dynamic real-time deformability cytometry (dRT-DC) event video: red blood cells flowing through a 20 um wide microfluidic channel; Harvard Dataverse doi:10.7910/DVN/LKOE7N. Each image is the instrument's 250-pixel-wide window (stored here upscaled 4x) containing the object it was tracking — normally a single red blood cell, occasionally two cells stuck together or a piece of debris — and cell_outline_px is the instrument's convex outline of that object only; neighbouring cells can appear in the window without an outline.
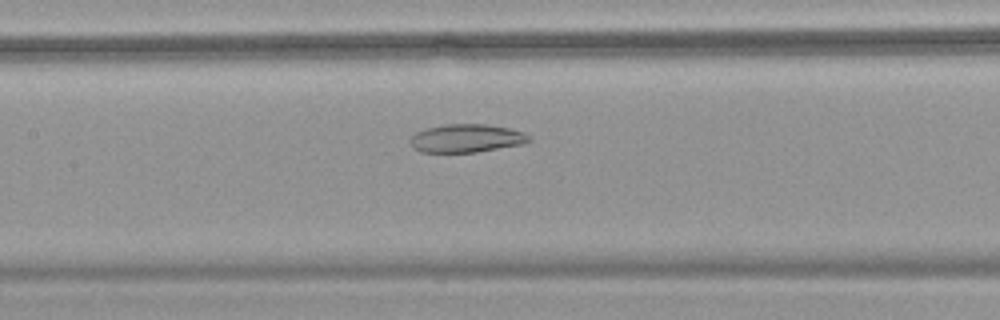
{"species": "common noctule bat (a hibernating species)", "species_latin": "Nyctalus noctula", "temperature_condition": "warm", "stored_images_in_passage": 51, "camera_frame_rate_fps": 3000, "um_per_image_px": 0.085, "animal": {"sex": "female", "body_mass_g": 18.4}, "frame": {"image": 1, "passage_image": 24, "time_ms": 7.667, "image_size_px": [1000, 320], "cell_outline_px": [[532, 140], [524, 144], [476, 152], [420, 152], [408, 140], [416, 132], [428, 128], [444, 124], [488, 124], [508, 128], [524, 132], [532, 136]], "centroid_in_image_um": [39.7, 11.75], "position_along_channel_um": 167.7, "area_um2": 19.59}}
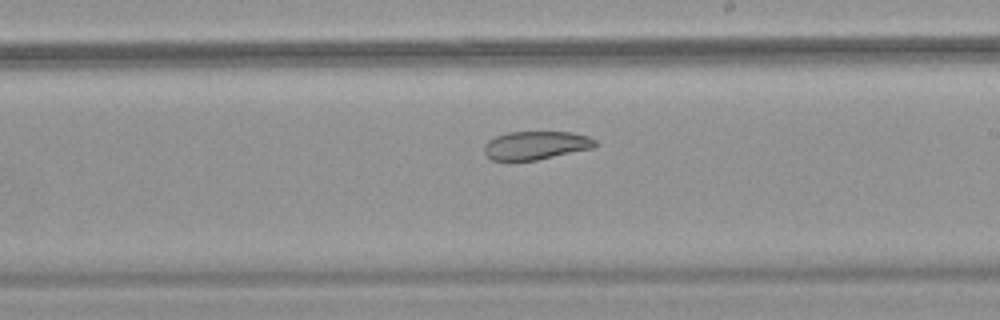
{"frame": {"image": 2, "passage_image": 30, "time_ms": 9.667, "image_size_px": [1000, 320], "cell_outline_px": [[596, 144], [592, 148], [536, 160], [492, 160], [484, 152], [484, 144], [488, 140], [496, 136], [508, 132], [572, 132], [588, 136], [596, 140]], "centroid_in_image_um": [45.53, 12.34], "position_along_channel_um": 243.5, "area_um2": 18.21}}
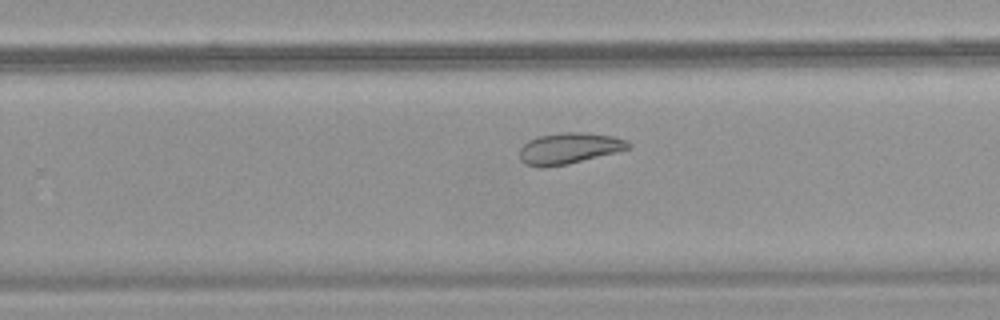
{"frame": {"image": 3, "passage_image": 33, "time_ms": 10.667, "image_size_px": [1000, 320], "cell_outline_px": [[632, 148], [568, 164], [544, 168], [540, 168], [524, 164], [520, 160], [520, 148], [528, 140], [540, 136], [560, 132], [580, 132], [612, 136], [624, 140], [632, 144]], "centroid_in_image_um": [48.34, 12.62], "position_along_channel_um": 281.5, "area_um2": 19.77}, "authors_computed_cell_mechanics": {"area_um2": 26.1256, "velocity_mm_per_s": 3.8028, "shape_relaxation_time_tau1_ms": null, "shape_relaxation_time_tau2_ms": 6.5769, "deformation_change_tau1": null, "deformation_change_tau2": 0.1393}}